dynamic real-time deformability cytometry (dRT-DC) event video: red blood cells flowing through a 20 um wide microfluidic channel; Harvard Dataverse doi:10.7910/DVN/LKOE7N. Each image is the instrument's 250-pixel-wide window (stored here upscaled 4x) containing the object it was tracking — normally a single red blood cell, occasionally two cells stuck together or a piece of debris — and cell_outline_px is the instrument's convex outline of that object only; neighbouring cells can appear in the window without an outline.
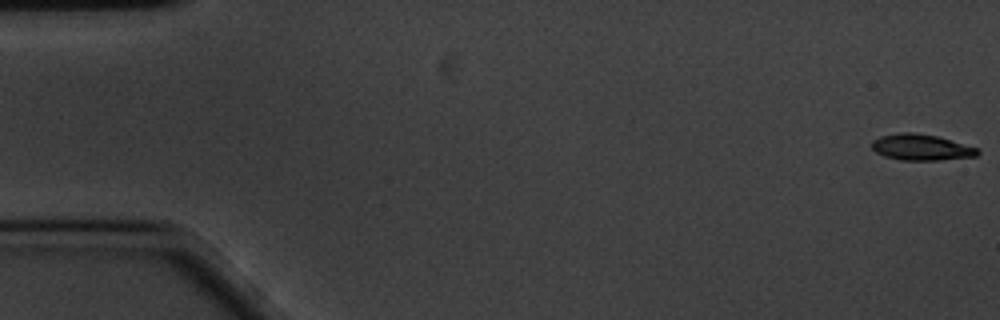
{"species": "common noctule bat (a hibernating species)", "species_latin": "Nyctalus noctula", "temperature_condition": "cold", "stored_images_in_passage": 59, "camera_frame_rate_fps": 3000, "um_per_image_px": 0.085, "animal": {"sex": "male", "body_mass_g": 20.1, "forearm_length_mm": 53.5}, "frame": {"image": 1, "passage_image": 1, "time_ms": 0.0, "image_size_px": [1000, 320], "cell_outline_px": [[980, 152], [976, 156], [940, 160], [900, 160], [884, 156], [876, 152], [872, 148], [872, 140], [880, 136], [904, 132], [912, 132], [936, 136], [980, 148]], "centroid_in_image_um": [78.31, 12.52], "position_along_channel_um": 6.7, "area_um2": 16.07}}
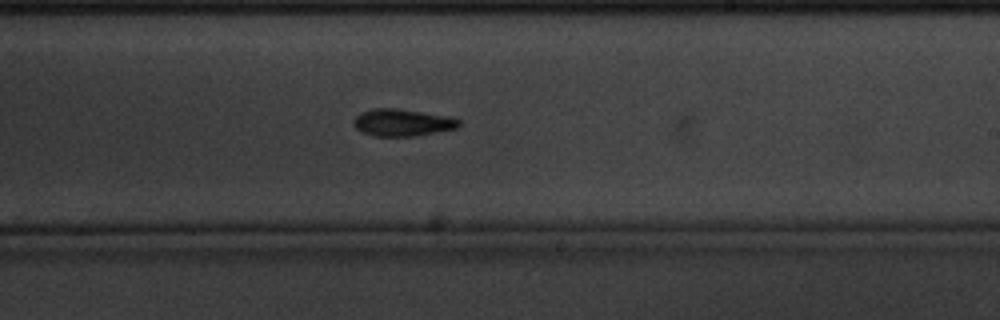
{"frame": {"image": 2, "passage_image": 35, "time_ms": 11.333, "image_size_px": [1000, 320], "cell_outline_px": [[460, 124], [456, 128], [416, 136], [376, 136], [364, 132], [356, 128], [352, 124], [352, 120], [360, 112], [372, 108], [396, 108], [452, 116], [460, 120]], "centroid_in_image_um": [34.19, 10.4], "position_along_channel_um": 254.8, "area_um2": 16.76}}
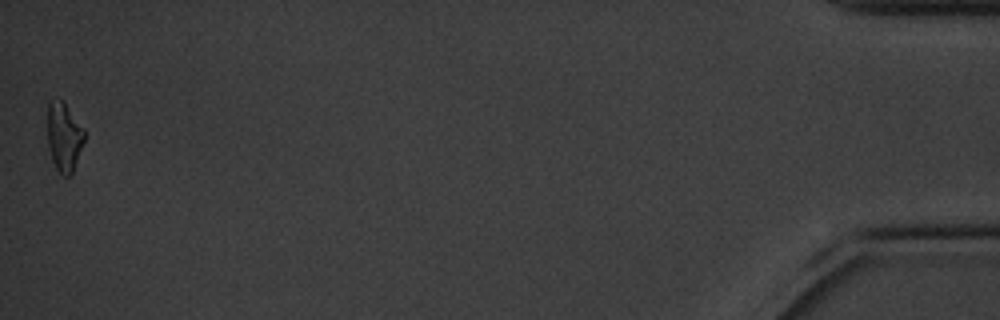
{"frame": {"image": 3, "passage_image": 59, "time_ms": 19.333, "image_size_px": [1000, 320], "cell_outline_px": [[84, 140], [72, 176], [64, 176], [56, 168], [52, 160], [48, 144], [48, 104], [60, 100], [64, 100], [84, 128]], "centroid_in_image_um": [5.46, 11.65], "position_along_channel_um": 429.7, "area_um2": 14.74}, "authors_computed_cell_mechanics": {"area_um2": 16.0684, "velocity_mm_per_s": 3.3819, "shape_relaxation_time_tau1_ms": 3.0019, "shape_relaxation_time_tau2_ms": null, "deformation_change_tau1": 0.1084, "deformation_change_tau2": null}}